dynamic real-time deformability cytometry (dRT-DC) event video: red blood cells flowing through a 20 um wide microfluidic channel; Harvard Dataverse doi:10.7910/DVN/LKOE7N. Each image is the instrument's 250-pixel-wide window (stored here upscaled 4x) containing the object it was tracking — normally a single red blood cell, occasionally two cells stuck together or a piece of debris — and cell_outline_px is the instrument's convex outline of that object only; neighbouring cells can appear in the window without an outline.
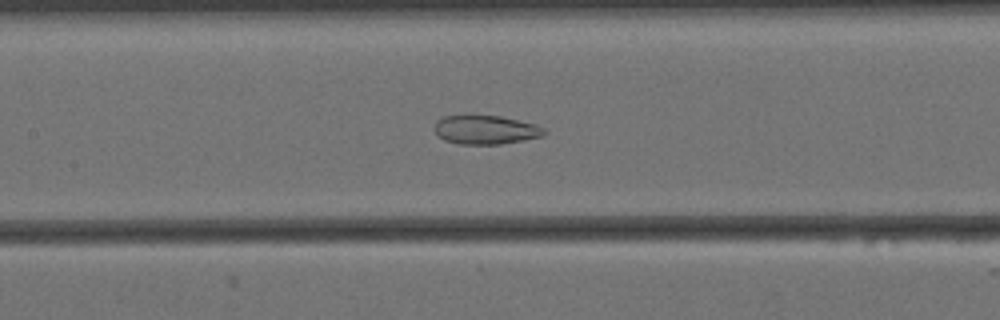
{"species": "Egyptian fruit bat (a non-hibernating species)", "species_latin": "Rousettus aegyptiacus", "temperature_condition": "cold", "stored_images_in_passage": 57, "camera_frame_rate_fps": 3000, "um_per_image_px": 0.085, "animal": {"sex": "female"}, "frame": {"image": 1, "passage_image": 25, "time_ms": 8.0, "image_size_px": [1000, 320], "cell_outline_px": [[548, 132], [544, 136], [524, 140], [500, 144], [460, 144], [444, 140], [432, 128], [436, 120], [440, 116], [500, 116], [536, 124], [544, 128]], "centroid_in_image_um": [41.28, 11.03], "position_along_channel_um": 166.1, "area_um2": 18.55}}
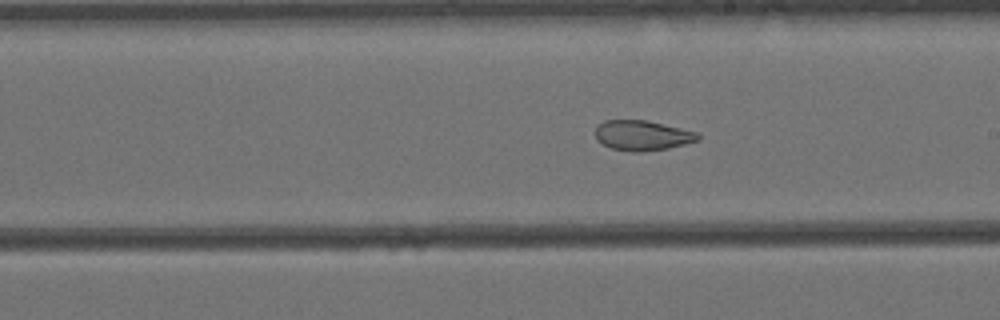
{"frame": {"image": 2, "passage_image": 31, "time_ms": 10.0, "image_size_px": [1000, 320], "cell_outline_px": [[700, 140], [668, 148], [640, 152], [632, 152], [612, 148], [596, 140], [596, 128], [604, 120], [648, 120], [696, 132], [700, 136]], "centroid_in_image_um": [54.6, 11.51], "position_along_channel_um": 234.4, "area_um2": 17.86}}
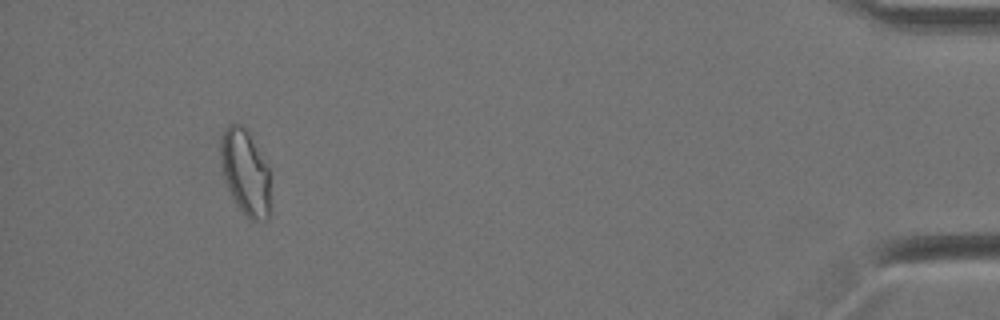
{"frame": {"image": 3, "passage_image": 53, "time_ms": 17.333, "image_size_px": [1000, 320], "cell_outline_px": [[268, 220], [252, 220], [236, 204], [224, 180], [220, 160], [220, 136], [224, 128], [228, 124], [240, 124], [248, 128], [268, 168]], "centroid_in_image_um": [20.8, 14.55], "position_along_channel_um": 414.4, "area_um2": 24.62}, "authors_computed_cell_mechanics": {"area_um2": 23.2934, "velocity_mm_per_s": 3.4323, "shape_relaxation_time_tau1_ms": null, "shape_relaxation_time_tau2_ms": 2.1834, "deformation_change_tau1": null, "deformation_change_tau2": 0.0856}}